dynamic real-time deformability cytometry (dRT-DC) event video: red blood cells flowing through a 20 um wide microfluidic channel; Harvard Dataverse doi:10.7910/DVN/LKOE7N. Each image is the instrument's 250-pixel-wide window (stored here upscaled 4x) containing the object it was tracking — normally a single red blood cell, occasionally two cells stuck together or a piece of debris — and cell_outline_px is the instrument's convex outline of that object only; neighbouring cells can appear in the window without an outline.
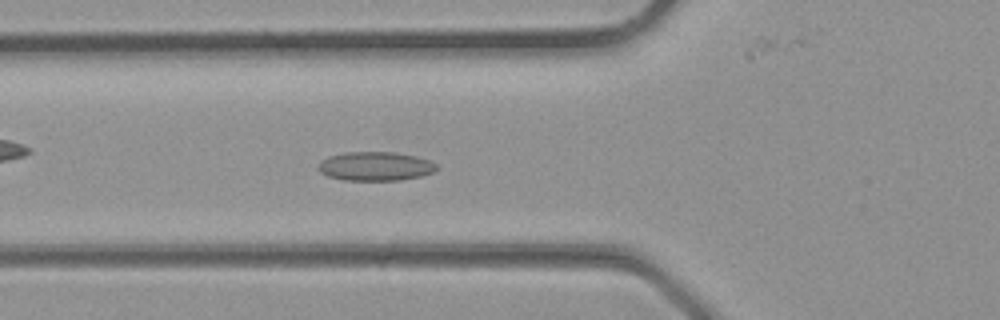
{"species": "common noctule bat (a hibernating species)", "species_latin": "Nyctalus noctula", "temperature_condition": "room temperature", "stored_images_in_passage": 35, "camera_frame_rate_fps": 3000, "um_per_image_px": 0.085, "animal": {"sex": "male", "body_mass_g": 23.1, "forearm_length_mm": 52.7}, "frame": {"image": 1, "passage_image": 13, "time_ms": 4.0, "image_size_px": [1000, 320], "cell_outline_px": [[440, 168], [432, 172], [420, 176], [400, 180], [344, 180], [328, 176], [320, 172], [316, 168], [320, 160], [328, 156], [344, 152], [396, 152], [416, 156], [428, 160], [436, 164]], "centroid_in_image_um": [31.87, 14.12], "position_along_channel_um": 93.9, "area_um2": 20.11}}
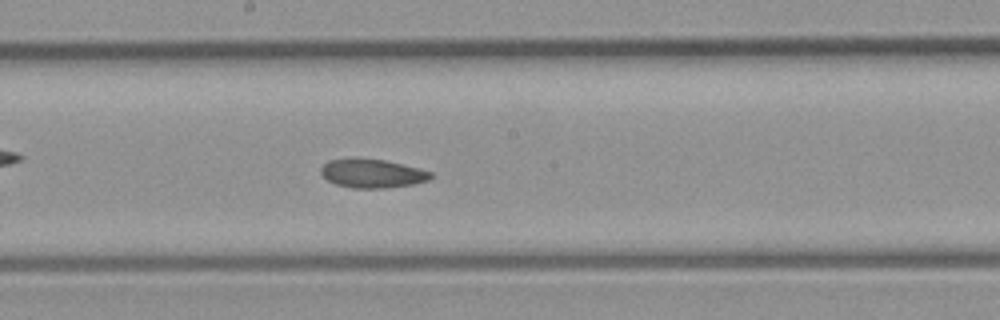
{"frame": {"image": 2, "passage_image": 19, "time_ms": 6.0, "image_size_px": [1000, 320], "cell_outline_px": [[432, 176], [428, 180], [412, 184], [384, 188], [356, 188], [336, 184], [328, 180], [320, 172], [320, 168], [328, 160], [352, 156], [356, 156], [384, 160], [420, 168], [432, 172]], "centroid_in_image_um": [31.6, 14.7], "position_along_channel_um": 216.6, "area_um2": 18.67}}
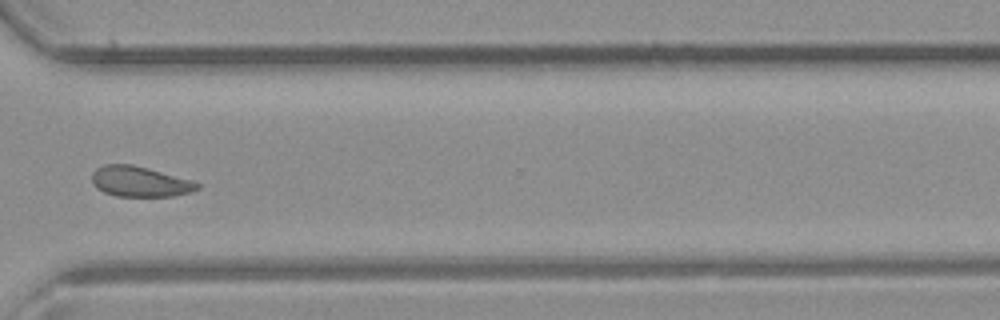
{"frame": {"image": 3, "passage_image": 26, "time_ms": 8.333, "image_size_px": [1000, 320], "cell_outline_px": [[200, 188], [192, 192], [172, 196], [116, 196], [104, 192], [96, 188], [92, 184], [92, 172], [96, 168], [104, 164], [132, 164], [148, 168], [192, 180], [200, 184]], "centroid_in_image_um": [11.87, 15.43], "position_along_channel_um": 358.7, "area_um2": 18.79}}